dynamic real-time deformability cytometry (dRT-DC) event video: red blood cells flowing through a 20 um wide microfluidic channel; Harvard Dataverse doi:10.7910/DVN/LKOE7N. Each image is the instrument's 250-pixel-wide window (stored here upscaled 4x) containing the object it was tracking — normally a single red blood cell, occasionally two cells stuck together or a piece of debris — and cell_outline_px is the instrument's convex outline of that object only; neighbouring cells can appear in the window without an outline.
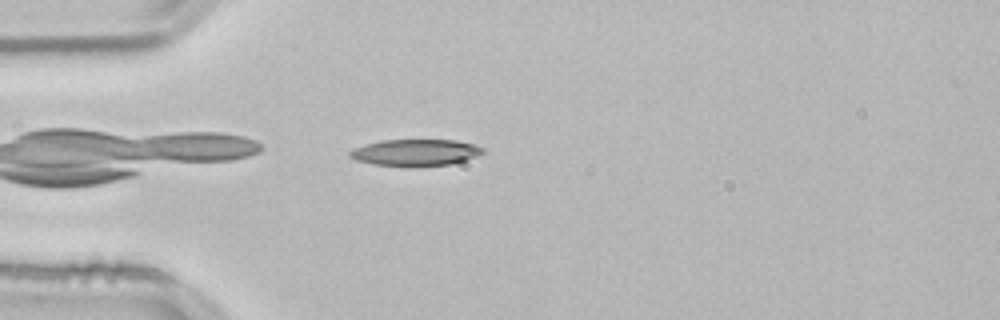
{"species": "common noctule bat (a hibernating species)", "species_latin": "Nyctalus noctula", "temperature_condition": "room temperature", "stored_images_in_passage": 40, "camera_frame_rate_fps": 3000, "um_per_image_px": 0.085, "animal": {"sex": "male", "body_mass_g": 21.5, "forearm_length_mm": 52.0}, "frame": {"image": 1, "passage_image": 1, "time_ms": 0.0, "image_size_px": [1000, 320], "cell_outline_px": [[484, 152], [476, 156], [464, 160], [448, 164], [372, 164], [356, 160], [348, 156], [348, 152], [352, 148], [364, 144], [380, 140], [456, 140], [476, 144], [484, 148]], "centroid_in_image_um": [35.28, 12.91], "position_along_channel_um": 49.7, "area_um2": 20.0}}
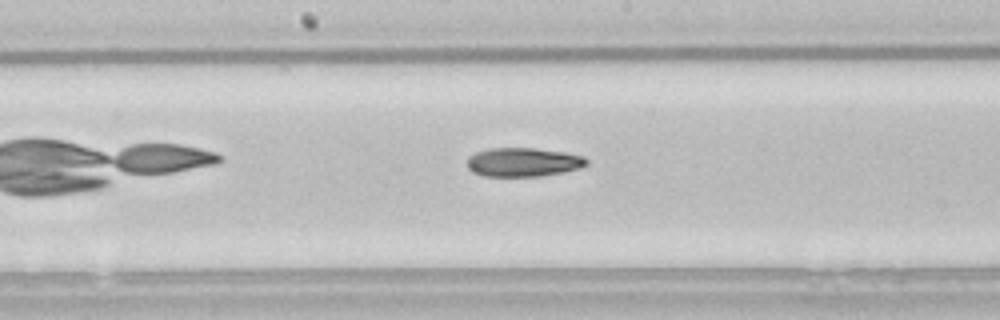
{"frame": {"image": 2, "passage_image": 14, "time_ms": 4.333, "image_size_px": [1000, 320], "cell_outline_px": [[588, 164], [580, 168], [564, 172], [540, 176], [484, 176], [472, 172], [468, 168], [468, 156], [476, 152], [488, 148], [536, 148], [564, 152], [584, 156], [588, 160]], "centroid_in_image_um": [44.48, 13.78], "position_along_channel_um": 203.7, "area_um2": 20.23}}
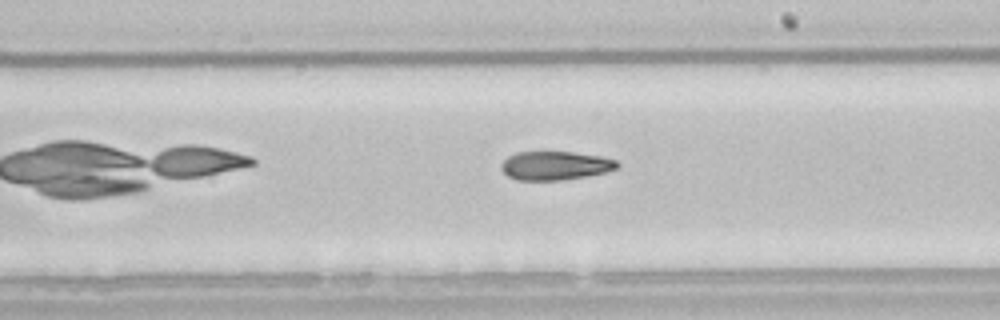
{"frame": {"image": 3, "passage_image": 17, "time_ms": 5.333, "image_size_px": [1000, 320], "cell_outline_px": [[620, 164], [616, 168], [604, 172], [588, 176], [564, 180], [516, 180], [508, 176], [500, 168], [500, 164], [508, 156], [516, 152], [572, 152], [600, 156], [616, 160]], "centroid_in_image_um": [47.17, 14.08], "position_along_channel_um": 241.8, "area_um2": 19.42}, "authors_computed_cell_mechanics": {"area_um2": 20.3167, "velocity_mm_per_s": 3.8282, "shape_relaxation_time_tau1_ms": 7.2322, "shape_relaxation_time_tau2_ms": null, "deformation_change_tau1": 0.2032, "deformation_change_tau2": null}}